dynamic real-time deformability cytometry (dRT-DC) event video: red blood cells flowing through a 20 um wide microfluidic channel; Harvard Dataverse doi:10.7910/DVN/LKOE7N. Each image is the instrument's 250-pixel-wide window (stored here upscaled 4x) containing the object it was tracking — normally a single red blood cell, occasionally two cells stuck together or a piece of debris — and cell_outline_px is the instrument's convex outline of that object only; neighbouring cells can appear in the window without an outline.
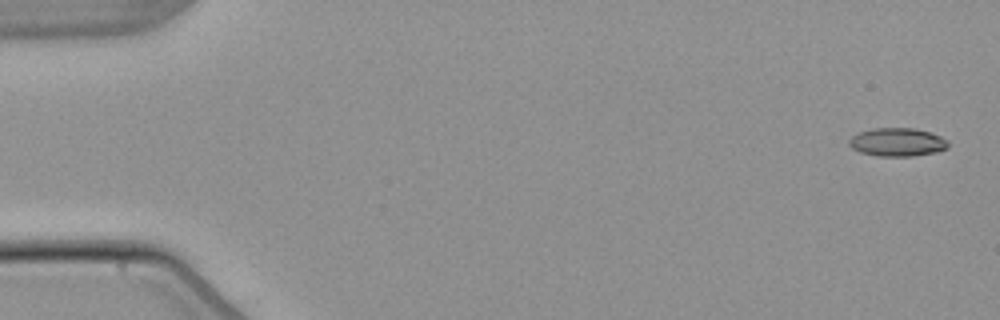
{"species": "common noctule bat (a hibernating species)", "species_latin": "Nyctalus noctula", "temperature_condition": "warm", "stored_images_in_passage": 53, "camera_frame_rate_fps": 3000, "um_per_image_px": 0.085, "animal": {"sex": "male", "body_mass_g": 21.5, "forearm_length_mm": 52.0}, "frame": {"image": 1, "passage_image": 1, "time_ms": 0.0, "image_size_px": [1000, 320], "cell_outline_px": [[948, 148], [936, 152], [912, 156], [876, 156], [860, 152], [852, 148], [848, 144], [848, 140], [852, 136], [860, 132], [872, 128], [912, 128], [928, 132], [940, 136], [948, 140]], "centroid_in_image_um": [76.25, 12.09], "position_along_channel_um": 8.7, "area_um2": 16.36}}
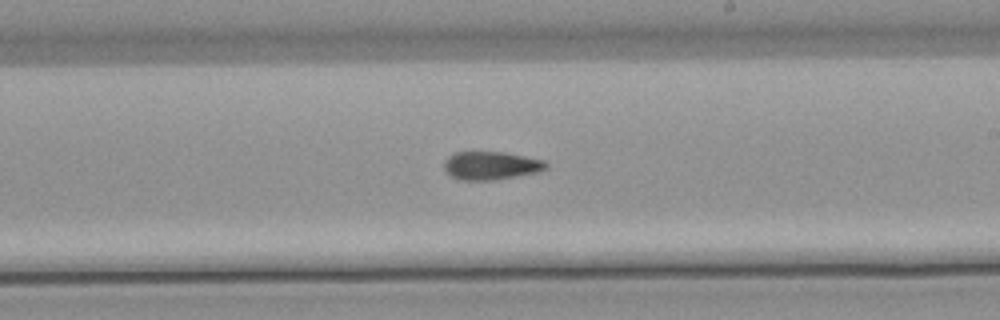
{"frame": {"image": 2, "passage_image": 31, "time_ms": 10.0, "image_size_px": [1000, 320], "cell_outline_px": [[548, 168], [536, 172], [488, 180], [464, 180], [452, 176], [444, 168], [444, 160], [452, 152], [504, 152], [544, 160], [548, 164]], "centroid_in_image_um": [41.71, 14.05], "position_along_channel_um": 247.3, "area_um2": 16.47}}
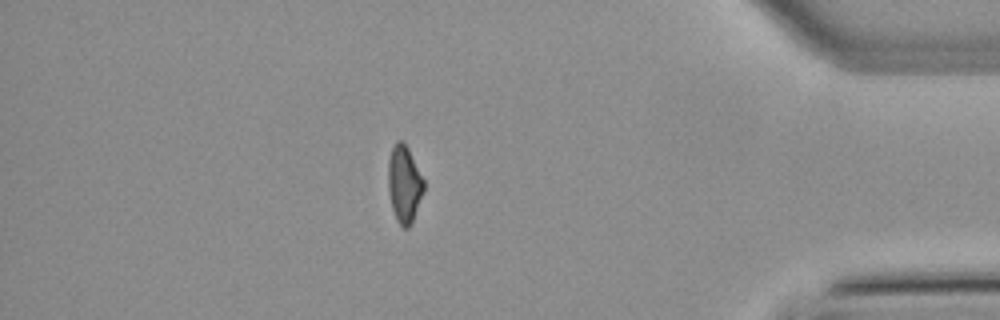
{"frame": {"image": 3, "passage_image": 46, "time_ms": 15.0, "image_size_px": [1000, 320], "cell_outline_px": [[424, 192], [412, 220], [408, 228], [404, 228], [396, 220], [392, 208], [388, 192], [388, 160], [392, 144], [396, 140], [404, 140], [424, 180]], "centroid_in_image_um": [34.34, 15.59], "position_along_channel_um": 400.9, "area_um2": 16.13}, "authors_computed_cell_mechanics": {"area_um2": 16.6464, "velocity_mm_per_s": 3.851, "shape_relaxation_time_tau1_ms": null, "shape_relaxation_time_tau2_ms": 6.1221, "deformation_change_tau1": null, "deformation_change_tau2": 0.1425}}